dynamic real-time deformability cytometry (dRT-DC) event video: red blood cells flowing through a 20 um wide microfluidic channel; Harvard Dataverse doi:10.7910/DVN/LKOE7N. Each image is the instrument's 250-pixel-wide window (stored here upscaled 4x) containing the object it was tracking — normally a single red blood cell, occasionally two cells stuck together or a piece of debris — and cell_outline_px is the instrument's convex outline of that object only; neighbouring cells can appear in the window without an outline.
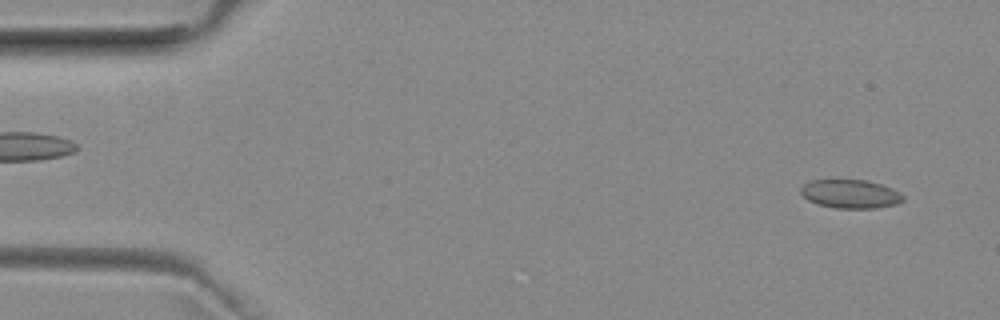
{"species": "common noctule bat (a hibernating species)", "species_latin": "Nyctalus noctula", "temperature_condition": "room temperature", "stored_images_in_passage": 51, "camera_frame_rate_fps": 3000, "um_per_image_px": 0.085, "animal": {"sex": "female", "body_mass_g": 29.2, "forearm_length_mm": 56.3}, "frame": {"image": 1, "passage_image": 2, "time_ms": 0.333, "image_size_px": [1000, 320], "cell_outline_px": [[904, 200], [896, 204], [876, 208], [836, 208], [816, 204], [808, 200], [800, 192], [800, 188], [808, 180], [868, 180], [892, 188], [900, 192], [904, 196]], "centroid_in_image_um": [72.28, 16.48], "position_along_channel_um": 12.7, "area_um2": 17.17}}
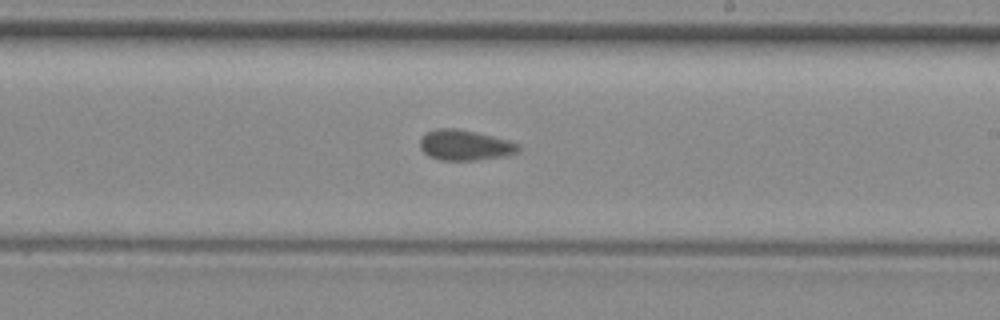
{"frame": {"image": 2, "passage_image": 29, "time_ms": 9.333, "image_size_px": [1000, 320], "cell_outline_px": [[520, 148], [516, 152], [504, 156], [476, 160], [440, 160], [428, 156], [420, 148], [420, 140], [428, 132], [436, 128], [456, 128], [476, 132], [508, 140], [520, 144]], "centroid_in_image_um": [39.51, 12.34], "position_along_channel_um": 249.5, "area_um2": 17.34}}
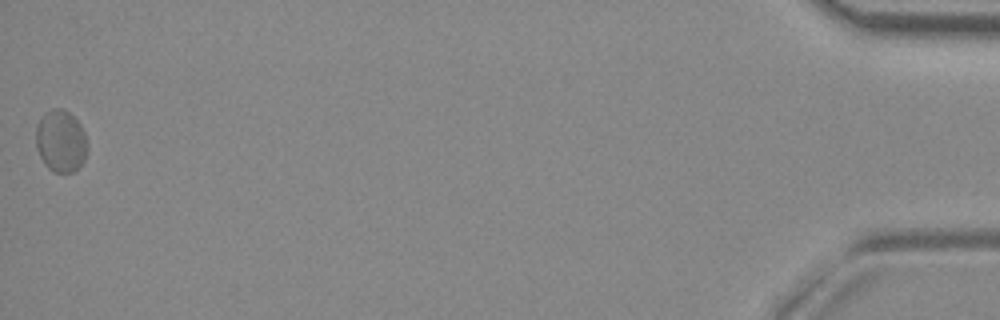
{"frame": {"image": 3, "passage_image": 51, "time_ms": 16.667, "image_size_px": [1000, 320], "cell_outline_px": [[88, 148], [84, 160], [72, 172], [52, 172], [44, 164], [36, 148], [36, 124], [44, 112], [52, 108], [64, 108], [80, 124], [84, 132]], "centroid_in_image_um": [5.14, 11.97], "position_along_channel_um": 430.1, "area_um2": 18.73}, "authors_computed_cell_mechanics": {"area_um2": 16.9932, "velocity_mm_per_s": 3.9178, "shape_relaxation_time_tau1_ms": null, "shape_relaxation_time_tau2_ms": 2.9234, "deformation_change_tau1": null, "deformation_change_tau2": 0.0652}}